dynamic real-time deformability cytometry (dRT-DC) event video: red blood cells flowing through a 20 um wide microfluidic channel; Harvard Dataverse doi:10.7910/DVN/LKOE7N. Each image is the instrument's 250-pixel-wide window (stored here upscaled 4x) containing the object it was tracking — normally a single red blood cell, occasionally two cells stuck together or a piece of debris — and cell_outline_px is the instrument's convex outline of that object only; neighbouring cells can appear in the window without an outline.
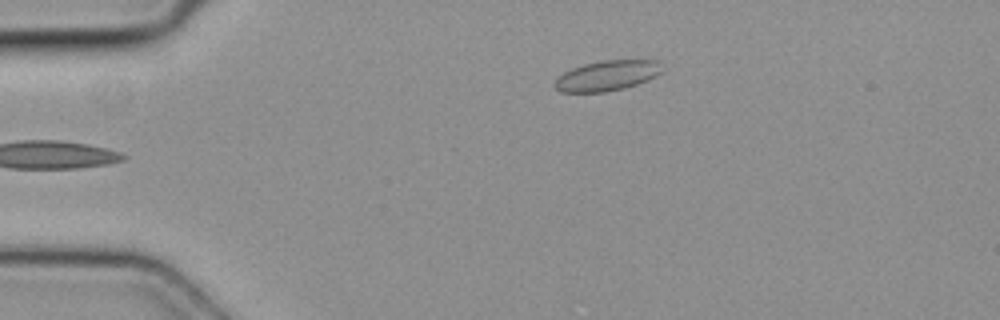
{"species": "common noctule bat (a hibernating species)", "species_latin": "Nyctalus noctula", "temperature_condition": "cold", "stored_images_in_passage": 3, "camera_frame_rate_fps": 3000, "um_per_image_px": 0.085, "animal": {"sex": "female", "body_mass_g": 19.3, "forearm_length_mm": 54.1}, "frame": {"image": 1, "passage_image": 3, "time_ms": 0.667, "image_size_px": [1000, 320], "cell_outline_px": [[668, 68], [656, 76], [648, 80], [624, 88], [604, 92], [560, 92], [552, 84], [564, 72], [572, 68], [584, 64], [604, 60], [660, 60]], "centroid_in_image_um": [51.69, 6.41], "position_along_channel_um": 33.3, "area_um2": 19.19}}